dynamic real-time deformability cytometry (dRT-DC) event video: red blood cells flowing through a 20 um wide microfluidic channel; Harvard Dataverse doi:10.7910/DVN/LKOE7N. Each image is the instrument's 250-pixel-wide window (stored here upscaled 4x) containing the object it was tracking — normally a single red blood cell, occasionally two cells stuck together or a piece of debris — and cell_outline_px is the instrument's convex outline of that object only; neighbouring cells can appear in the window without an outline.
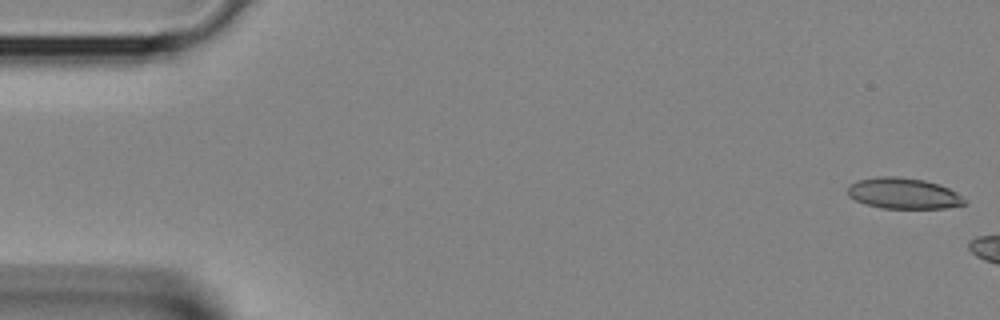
{"species": "Egyptian fruit bat (a non-hibernating species)", "species_latin": "Rousettus aegyptiacus", "temperature_condition": "room temperature", "stored_images_in_passage": 7, "camera_frame_rate_fps": 3000, "um_per_image_px": 0.085, "animal": {"sex": "female"}, "frame": {"image": 1, "passage_image": 1, "time_ms": 0.0, "image_size_px": [1000, 320], "cell_outline_px": [[968, 200], [964, 204], [944, 208], [880, 208], [864, 204], [848, 196], [848, 184], [856, 180], [880, 176], [900, 176], [924, 180], [940, 184], [956, 192]], "centroid_in_image_um": [76.77, 16.43], "position_along_channel_um": 8.2, "area_um2": 21.27}}